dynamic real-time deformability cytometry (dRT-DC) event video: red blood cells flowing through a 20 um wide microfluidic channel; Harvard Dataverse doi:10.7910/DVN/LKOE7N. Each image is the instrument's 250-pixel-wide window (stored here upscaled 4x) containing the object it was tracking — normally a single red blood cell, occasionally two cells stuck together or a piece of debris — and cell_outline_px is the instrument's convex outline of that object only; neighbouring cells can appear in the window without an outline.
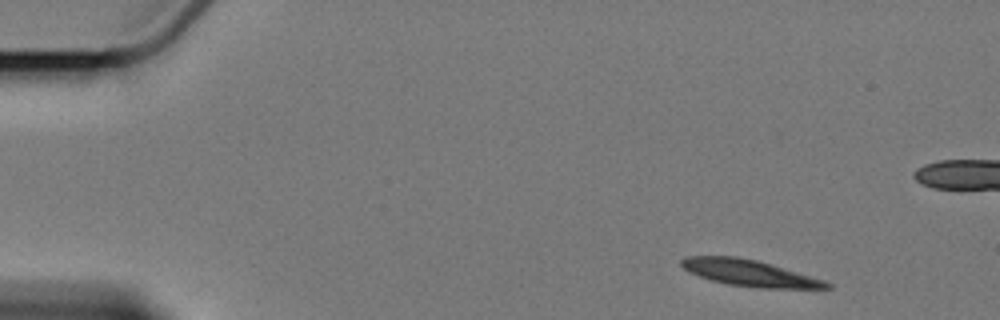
{"species": "Egyptian fruit bat (a non-hibernating species)", "species_latin": "Rousettus aegyptiacus", "temperature_condition": "cold", "stored_images_in_passage": 5, "camera_frame_rate_fps": 3000, "um_per_image_px": 0.085, "animal": {"sex": "female"}, "frame": {"image": 1, "passage_image": 1, "time_ms": 0.0, "image_size_px": [1000, 320], "cell_outline_px": [[832, 288], [760, 288], [728, 284], [712, 280], [688, 272], [680, 264], [680, 260], [688, 256], [736, 256], [756, 260], [824, 280], [832, 284]], "centroid_in_image_um": [63.68, 23.2], "position_along_channel_um": 21.3, "area_um2": 21.96}}